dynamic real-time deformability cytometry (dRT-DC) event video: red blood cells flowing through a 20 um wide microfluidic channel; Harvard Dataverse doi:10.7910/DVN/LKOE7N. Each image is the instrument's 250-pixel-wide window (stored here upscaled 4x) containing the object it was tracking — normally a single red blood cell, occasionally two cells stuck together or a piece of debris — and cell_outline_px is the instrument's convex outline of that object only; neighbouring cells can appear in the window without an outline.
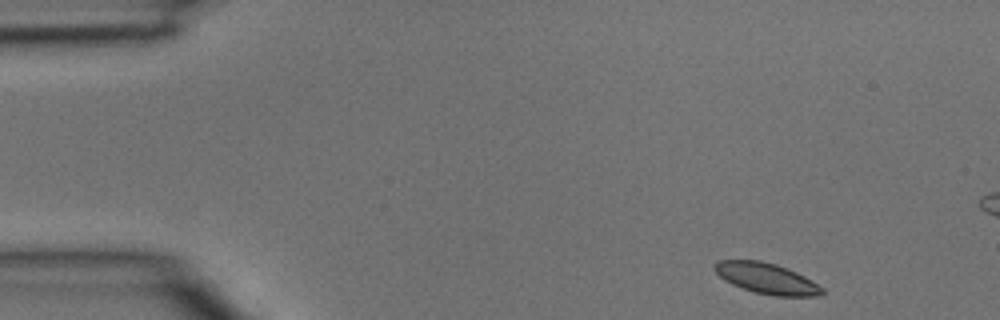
{"species": "common noctule bat (a hibernating species)", "species_latin": "Nyctalus noctula", "temperature_condition": "room temperature", "stored_images_in_passage": 9, "camera_frame_rate_fps": 3000, "um_per_image_px": 0.085, "animal": {"sex": "male", "body_mass_g": 15.6}, "frame": {"image": 1, "passage_image": 1, "time_ms": 0.0, "image_size_px": [1000, 320], "cell_outline_px": [[824, 292], [820, 296], [772, 296], [756, 292], [732, 284], [724, 280], [712, 268], [716, 260], [760, 260], [776, 264], [788, 268], [812, 280], [824, 288]], "centroid_in_image_um": [65.17, 23.66], "position_along_channel_um": 19.8, "area_um2": 19.36}}